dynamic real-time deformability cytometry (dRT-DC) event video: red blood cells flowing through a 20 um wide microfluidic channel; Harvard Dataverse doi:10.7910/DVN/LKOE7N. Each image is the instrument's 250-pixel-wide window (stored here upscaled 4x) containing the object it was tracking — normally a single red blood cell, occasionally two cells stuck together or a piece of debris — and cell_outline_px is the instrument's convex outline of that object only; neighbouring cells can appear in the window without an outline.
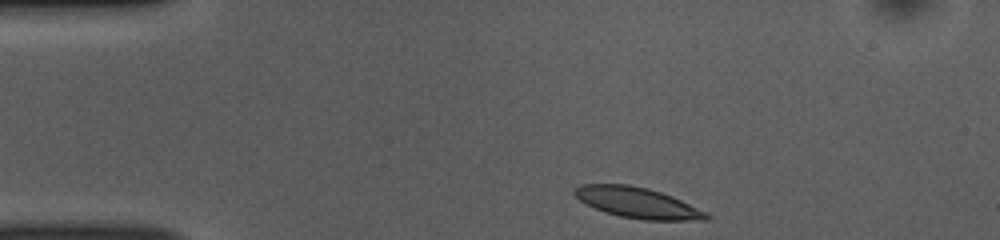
{"species": "common noctule bat (a hibernating species)", "species_latin": "Nyctalus noctula", "temperature_condition": "room temperature", "stored_images_in_passage": 37, "camera_frame_rate_fps": 3000, "um_per_image_px": 0.085, "animal": {"sex": "female", "body_mass_g": 10.0, "forearm_length_mm": 53.1}, "frame": {"image": 1, "passage_image": 1, "time_ms": 0.0, "image_size_px": [1000, 240], "cell_outline_px": [[712, 216], [708, 220], [644, 220], [620, 216], [604, 212], [580, 200], [572, 192], [580, 184], [628, 184], [648, 188], [672, 196], [708, 212]], "centroid_in_image_um": [54.23, 17.23], "position_along_channel_um": 30.8, "area_um2": 23.52}}
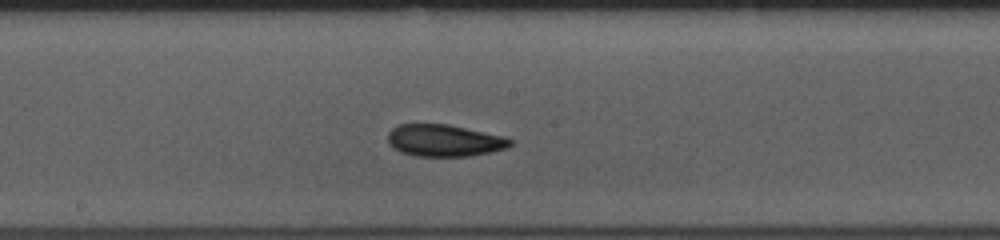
{"frame": {"image": 2, "passage_image": 19, "time_ms": 6.0, "image_size_px": [1000, 240], "cell_outline_px": [[512, 144], [508, 148], [492, 152], [468, 156], [416, 156], [400, 152], [388, 144], [388, 132], [396, 124], [448, 124], [504, 136], [512, 140]], "centroid_in_image_um": [37.75, 11.94], "position_along_channel_um": 210.4, "area_um2": 22.95}}
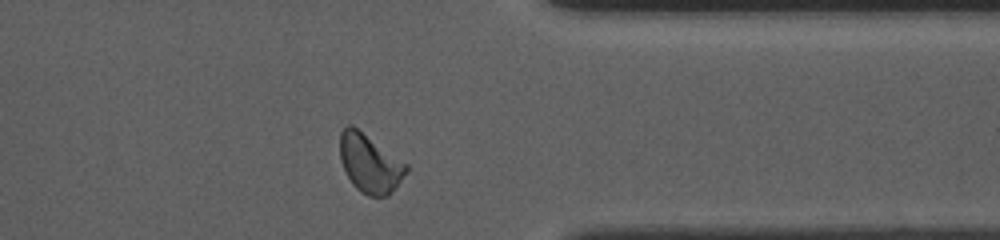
{"frame": {"image": 3, "passage_image": 33, "time_ms": 10.667, "image_size_px": [1000, 240], "cell_outline_px": [[408, 168], [396, 188], [388, 196], [368, 196], [360, 192], [352, 184], [340, 160], [340, 132], [348, 124], [352, 124], [408, 164]], "centroid_in_image_um": [31.43, 13.89], "position_along_channel_um": 380.0, "area_um2": 22.6}, "authors_computed_cell_mechanics": {"area_um2": 22.9466, "velocity_mm_per_s": 3.8084, "shape_relaxation_time_tau1_ms": 6.268, "shape_relaxation_time_tau2_ms": 2.7102, "deformation_change_tau1": 0.1548, "deformation_change_tau2": 0.0728}}